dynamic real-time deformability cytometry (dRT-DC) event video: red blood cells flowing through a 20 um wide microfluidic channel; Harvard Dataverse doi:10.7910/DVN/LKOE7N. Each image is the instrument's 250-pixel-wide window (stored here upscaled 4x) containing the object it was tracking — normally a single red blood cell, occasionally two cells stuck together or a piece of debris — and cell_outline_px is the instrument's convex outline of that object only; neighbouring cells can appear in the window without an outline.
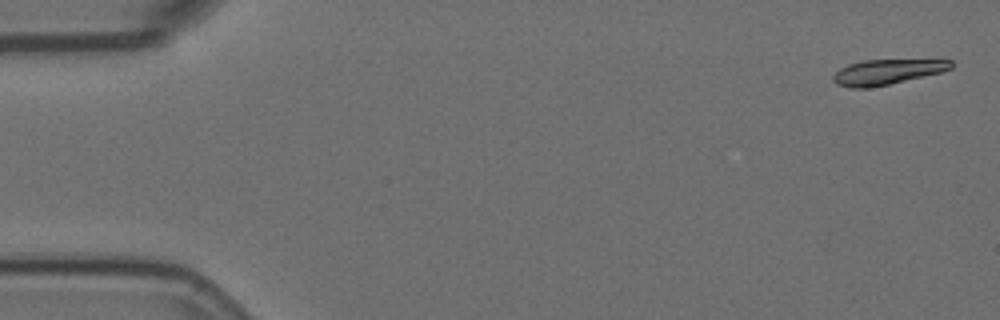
{"species": "Egyptian fruit bat (a non-hibernating species)", "species_latin": "Rousettus aegyptiacus", "temperature_condition": "room temperature", "stored_images_in_passage": 5, "camera_frame_rate_fps": 3000, "um_per_image_px": 0.085, "animal": {"sex": "female"}, "frame": {"image": 1, "passage_image": 1, "time_ms": 0.0, "image_size_px": [1000, 320], "cell_outline_px": [[952, 68], [940, 72], [888, 84], [868, 88], [852, 88], [836, 84], [832, 80], [832, 76], [840, 68], [848, 64], [864, 60], [952, 60]], "centroid_in_image_um": [75.33, 6.11], "position_along_channel_um": 9.7, "area_um2": 16.99}}
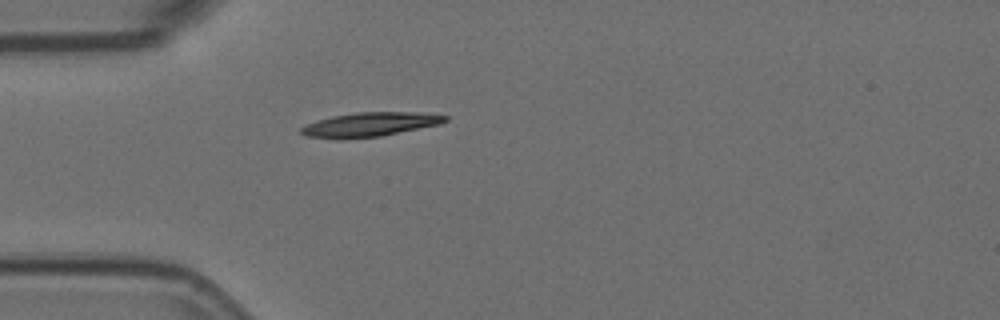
{"frame": {"image": 2, "passage_image": 5, "time_ms": 1.333, "image_size_px": [1000, 320], "cell_outline_px": [[448, 120], [440, 124], [380, 136], [340, 140], [304, 136], [300, 132], [300, 128], [308, 124], [332, 116], [356, 112], [416, 112], [448, 116]], "centroid_in_image_um": [31.41, 10.59], "position_along_channel_um": 53.6, "area_um2": 20.29}}